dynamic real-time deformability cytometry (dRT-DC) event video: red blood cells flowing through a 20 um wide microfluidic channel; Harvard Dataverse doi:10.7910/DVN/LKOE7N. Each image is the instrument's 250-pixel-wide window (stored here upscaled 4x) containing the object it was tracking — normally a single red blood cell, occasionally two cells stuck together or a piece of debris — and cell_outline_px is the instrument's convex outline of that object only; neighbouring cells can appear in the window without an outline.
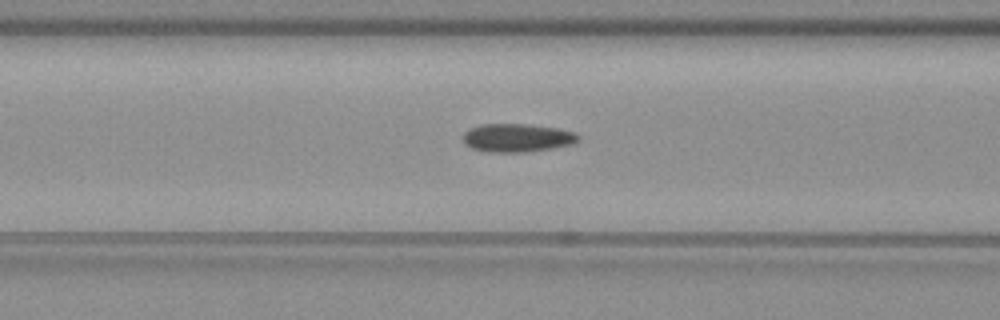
{"species": "common noctule bat (a hibernating species)", "species_latin": "Nyctalus noctula", "temperature_condition": "warm", "stored_images_in_passage": 49, "camera_frame_rate_fps": 3000, "um_per_image_px": 0.085, "animal": {"sex": "female", "body_mass_g": 19.3, "forearm_length_mm": 54.1}, "frame": {"image": 1, "passage_image": 22, "time_ms": 7.0, "image_size_px": [1000, 320], "cell_outline_px": [[580, 140], [572, 144], [552, 148], [524, 152], [488, 152], [472, 148], [464, 144], [464, 132], [480, 124], [524, 124], [556, 128], [576, 132], [580, 136]], "centroid_in_image_um": [43.98, 11.72], "position_along_channel_um": 122.6, "area_um2": 18.96}}